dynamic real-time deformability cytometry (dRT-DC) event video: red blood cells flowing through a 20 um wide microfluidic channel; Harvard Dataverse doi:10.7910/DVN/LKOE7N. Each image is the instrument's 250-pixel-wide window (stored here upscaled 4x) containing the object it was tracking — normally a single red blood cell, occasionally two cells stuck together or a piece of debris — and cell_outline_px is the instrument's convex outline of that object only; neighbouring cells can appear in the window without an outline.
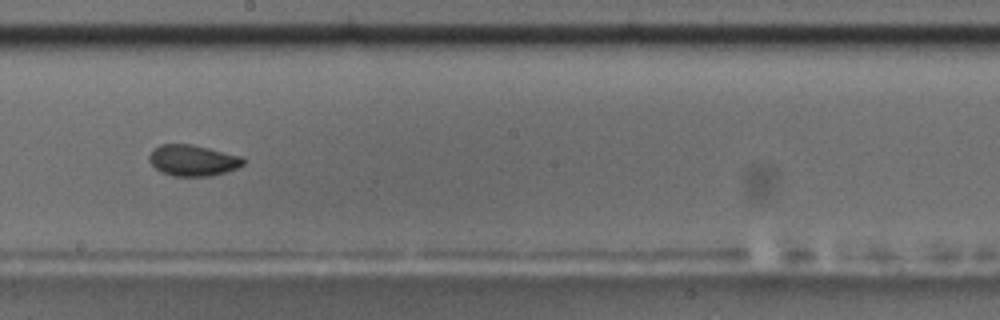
{"species": "common noctule bat (a hibernating species)", "species_latin": "Nyctalus noctula", "temperature_condition": "room temperature", "stored_images_in_passage": 56, "camera_frame_rate_fps": 3000, "um_per_image_px": 0.085, "animal": {"sex": "male", "body_mass_g": 17.5, "forearm_length_mm": 52.3}, "frame": {"image": 1, "passage_image": 32, "time_ms": 10.333, "image_size_px": [1000, 320], "cell_outline_px": [[244, 164], [236, 168], [212, 176], [172, 176], [156, 168], [148, 160], [148, 156], [152, 148], [160, 144], [192, 144], [240, 156], [244, 160]], "centroid_in_image_um": [16.35, 13.62], "position_along_channel_um": 231.9, "area_um2": 16.94}, "authors_computed_cell_mechanics": {"area_um2": 17.3111, "velocity_mm_per_s": 3.6992, "shape_relaxation_time_tau1_ms": 3.4741, "shape_relaxation_time_tau2_ms": 1.9826, "deformation_change_tau1": 0.0706, "deformation_change_tau2": 0.0613}}